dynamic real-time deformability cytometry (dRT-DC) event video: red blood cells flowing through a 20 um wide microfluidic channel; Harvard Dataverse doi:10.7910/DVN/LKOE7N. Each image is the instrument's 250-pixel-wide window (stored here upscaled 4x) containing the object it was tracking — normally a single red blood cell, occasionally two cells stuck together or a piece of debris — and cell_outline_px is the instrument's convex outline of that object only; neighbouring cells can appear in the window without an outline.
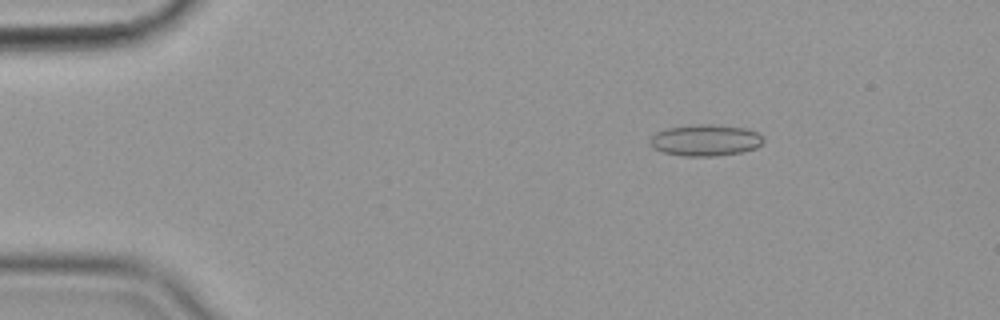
{"species": "common noctule bat (a hibernating species)", "species_latin": "Nyctalus noctula", "temperature_condition": "cold", "stored_images_in_passage": 53, "camera_frame_rate_fps": 3000, "um_per_image_px": 0.085, "animal": {"sex": "female", "body_mass_g": 19.9}, "frame": {"image": 1, "passage_image": 6, "time_ms": 1.667, "image_size_px": [1000, 320], "cell_outline_px": [[764, 140], [756, 148], [740, 152], [716, 156], [684, 156], [664, 152], [656, 148], [652, 144], [652, 136], [656, 132], [668, 128], [692, 124], [712, 124], [744, 128], [756, 132], [764, 136]], "centroid_in_image_um": [60.0, 11.91], "position_along_channel_um": 25.0, "area_um2": 20.52}}
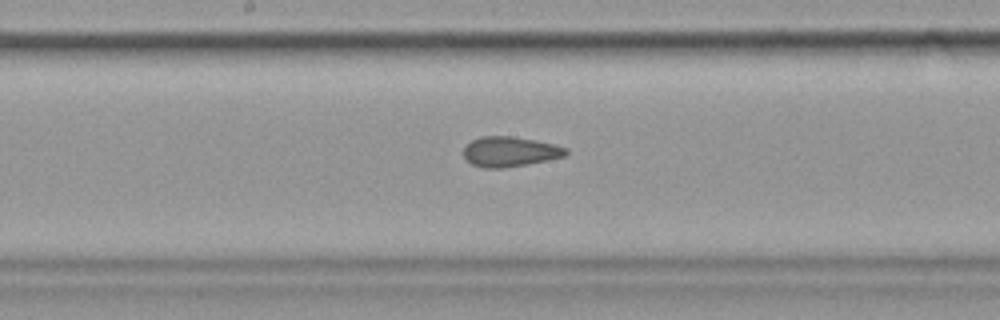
{"frame": {"image": 2, "passage_image": 27, "time_ms": 8.667, "image_size_px": [1000, 320], "cell_outline_px": [[568, 152], [564, 156], [504, 168], [484, 168], [472, 164], [464, 156], [464, 148], [472, 140], [480, 136], [512, 136], [536, 140], [568, 148]], "centroid_in_image_um": [43.32, 12.88], "position_along_channel_um": 204.9, "area_um2": 17.63}}
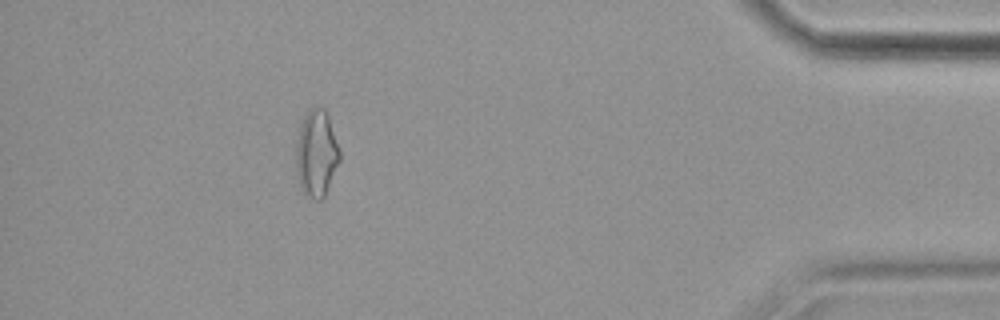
{"frame": {"image": 3, "passage_image": 48, "time_ms": 15.667, "image_size_px": [1000, 320], "cell_outline_px": [[340, 160], [324, 196], [320, 200], [316, 200], [308, 196], [300, 188], [296, 172], [296, 140], [300, 124], [308, 108], [312, 104], [320, 104], [324, 108], [328, 116], [340, 152]], "centroid_in_image_um": [26.87, 12.98], "position_along_channel_um": 408.3, "area_um2": 22.31}, "authors_computed_cell_mechanics": {"area_um2": 19.3052, "velocity_mm_per_s": 3.5938, "shape_relaxation_time_tau1_ms": null, "shape_relaxation_time_tau2_ms": 2.2177, "deformation_change_tau1": null, "deformation_change_tau2": 0.0811}}